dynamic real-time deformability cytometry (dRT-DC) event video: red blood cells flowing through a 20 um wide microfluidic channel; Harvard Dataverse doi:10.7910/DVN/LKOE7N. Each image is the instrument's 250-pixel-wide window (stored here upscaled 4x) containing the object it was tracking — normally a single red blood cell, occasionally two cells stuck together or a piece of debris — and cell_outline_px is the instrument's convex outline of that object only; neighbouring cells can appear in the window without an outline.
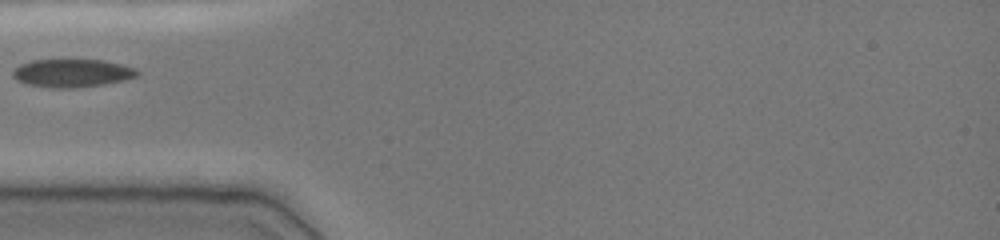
{"species": "common noctule bat (a hibernating species)", "species_latin": "Nyctalus noctula", "temperature_condition": "cold", "stored_images_in_passage": 28, "camera_frame_rate_fps": 3000, "um_per_image_px": 0.085, "animal": {"sex": "female", "body_mass_g": 19.0, "forearm_length_mm": 51.5}, "frame": {"image": 1, "passage_image": 1, "time_ms": 0.0, "image_size_px": [1000, 240], "cell_outline_px": [[140, 72], [136, 76], [124, 80], [104, 84], [72, 88], [48, 88], [28, 84], [16, 80], [12, 76], [12, 72], [20, 64], [32, 60], [104, 60], [136, 68]], "centroid_in_image_um": [6.12, 6.21], "position_along_channel_um": 78.9, "area_um2": 20.35}}
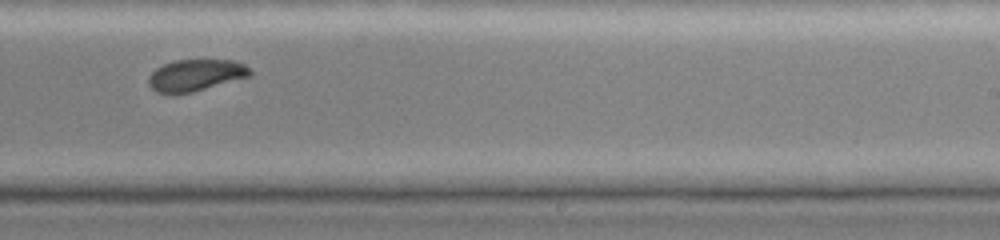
{"frame": {"image": 2, "passage_image": 16, "time_ms": 5.0, "image_size_px": [1000, 240], "cell_outline_px": [[252, 76], [192, 92], [156, 92], [148, 84], [148, 76], [156, 68], [172, 60], [232, 60], [244, 64], [252, 72]], "centroid_in_image_um": [16.64, 6.37], "position_along_channel_um": 272.4, "area_um2": 18.55}}
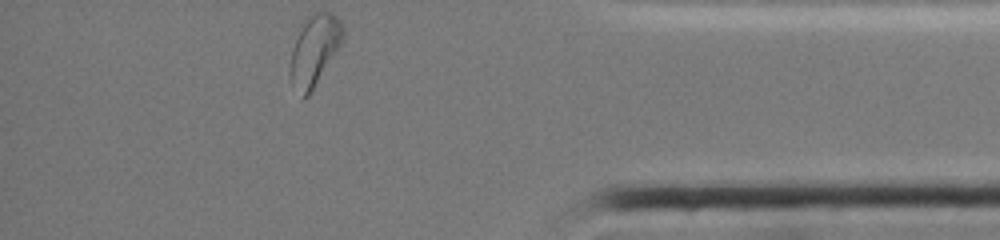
{"frame": {"image": 3, "passage_image": 28, "time_ms": 9.0, "image_size_px": [1000, 240], "cell_outline_px": [[344, 36], [340, 44], [308, 96], [304, 100], [300, 100], [288, 72], [292, 52], [300, 24], [304, 16], [316, 12], [332, 12], [340, 20], [344, 28]], "centroid_in_image_um": [26.69, 4.24], "position_along_channel_um": 408.5, "area_um2": 21.73}}